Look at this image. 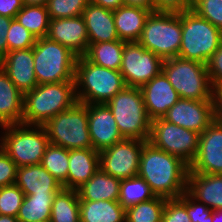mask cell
I'll use <instances>...</instances> for the list:
<instances>
[{
    "label": "cell",
    "mask_w": 222,
    "mask_h": 222,
    "mask_svg": "<svg viewBox=\"0 0 222 222\" xmlns=\"http://www.w3.org/2000/svg\"><path fill=\"white\" fill-rule=\"evenodd\" d=\"M24 197L25 194L16 184L0 188V215L17 217Z\"/></svg>",
    "instance_id": "obj_37"
},
{
    "label": "cell",
    "mask_w": 222,
    "mask_h": 222,
    "mask_svg": "<svg viewBox=\"0 0 222 222\" xmlns=\"http://www.w3.org/2000/svg\"><path fill=\"white\" fill-rule=\"evenodd\" d=\"M214 121L222 124V85L213 86L212 92Z\"/></svg>",
    "instance_id": "obj_46"
},
{
    "label": "cell",
    "mask_w": 222,
    "mask_h": 222,
    "mask_svg": "<svg viewBox=\"0 0 222 222\" xmlns=\"http://www.w3.org/2000/svg\"><path fill=\"white\" fill-rule=\"evenodd\" d=\"M126 41L116 40L89 44L84 57L95 65L120 71Z\"/></svg>",
    "instance_id": "obj_28"
},
{
    "label": "cell",
    "mask_w": 222,
    "mask_h": 222,
    "mask_svg": "<svg viewBox=\"0 0 222 222\" xmlns=\"http://www.w3.org/2000/svg\"><path fill=\"white\" fill-rule=\"evenodd\" d=\"M90 2L112 11L124 5L123 0H90Z\"/></svg>",
    "instance_id": "obj_48"
},
{
    "label": "cell",
    "mask_w": 222,
    "mask_h": 222,
    "mask_svg": "<svg viewBox=\"0 0 222 222\" xmlns=\"http://www.w3.org/2000/svg\"><path fill=\"white\" fill-rule=\"evenodd\" d=\"M90 0H47L50 19L69 18L82 15Z\"/></svg>",
    "instance_id": "obj_35"
},
{
    "label": "cell",
    "mask_w": 222,
    "mask_h": 222,
    "mask_svg": "<svg viewBox=\"0 0 222 222\" xmlns=\"http://www.w3.org/2000/svg\"><path fill=\"white\" fill-rule=\"evenodd\" d=\"M56 194L25 195L17 219L19 222H39L50 219L51 207Z\"/></svg>",
    "instance_id": "obj_29"
},
{
    "label": "cell",
    "mask_w": 222,
    "mask_h": 222,
    "mask_svg": "<svg viewBox=\"0 0 222 222\" xmlns=\"http://www.w3.org/2000/svg\"><path fill=\"white\" fill-rule=\"evenodd\" d=\"M154 197L155 195L152 193L149 184L138 175L121 180L118 202L124 208H128L140 202L149 201Z\"/></svg>",
    "instance_id": "obj_33"
},
{
    "label": "cell",
    "mask_w": 222,
    "mask_h": 222,
    "mask_svg": "<svg viewBox=\"0 0 222 222\" xmlns=\"http://www.w3.org/2000/svg\"><path fill=\"white\" fill-rule=\"evenodd\" d=\"M189 173L222 175V124L213 121L199 137V148Z\"/></svg>",
    "instance_id": "obj_15"
},
{
    "label": "cell",
    "mask_w": 222,
    "mask_h": 222,
    "mask_svg": "<svg viewBox=\"0 0 222 222\" xmlns=\"http://www.w3.org/2000/svg\"><path fill=\"white\" fill-rule=\"evenodd\" d=\"M12 18L0 15V60L8 53L7 32Z\"/></svg>",
    "instance_id": "obj_45"
},
{
    "label": "cell",
    "mask_w": 222,
    "mask_h": 222,
    "mask_svg": "<svg viewBox=\"0 0 222 222\" xmlns=\"http://www.w3.org/2000/svg\"><path fill=\"white\" fill-rule=\"evenodd\" d=\"M155 12H183L192 8L193 0H153Z\"/></svg>",
    "instance_id": "obj_43"
},
{
    "label": "cell",
    "mask_w": 222,
    "mask_h": 222,
    "mask_svg": "<svg viewBox=\"0 0 222 222\" xmlns=\"http://www.w3.org/2000/svg\"><path fill=\"white\" fill-rule=\"evenodd\" d=\"M199 137L200 134L193 130L158 118L151 121L148 142L190 165L198 152Z\"/></svg>",
    "instance_id": "obj_11"
},
{
    "label": "cell",
    "mask_w": 222,
    "mask_h": 222,
    "mask_svg": "<svg viewBox=\"0 0 222 222\" xmlns=\"http://www.w3.org/2000/svg\"><path fill=\"white\" fill-rule=\"evenodd\" d=\"M0 67L24 94L38 85L34 71L33 47L8 52L0 60Z\"/></svg>",
    "instance_id": "obj_19"
},
{
    "label": "cell",
    "mask_w": 222,
    "mask_h": 222,
    "mask_svg": "<svg viewBox=\"0 0 222 222\" xmlns=\"http://www.w3.org/2000/svg\"><path fill=\"white\" fill-rule=\"evenodd\" d=\"M145 142L124 138L119 143L100 151V169L120 180L137 176Z\"/></svg>",
    "instance_id": "obj_13"
},
{
    "label": "cell",
    "mask_w": 222,
    "mask_h": 222,
    "mask_svg": "<svg viewBox=\"0 0 222 222\" xmlns=\"http://www.w3.org/2000/svg\"><path fill=\"white\" fill-rule=\"evenodd\" d=\"M125 6L140 7L155 12L153 0H123Z\"/></svg>",
    "instance_id": "obj_47"
},
{
    "label": "cell",
    "mask_w": 222,
    "mask_h": 222,
    "mask_svg": "<svg viewBox=\"0 0 222 222\" xmlns=\"http://www.w3.org/2000/svg\"><path fill=\"white\" fill-rule=\"evenodd\" d=\"M24 93L0 67V127L22 123Z\"/></svg>",
    "instance_id": "obj_24"
},
{
    "label": "cell",
    "mask_w": 222,
    "mask_h": 222,
    "mask_svg": "<svg viewBox=\"0 0 222 222\" xmlns=\"http://www.w3.org/2000/svg\"><path fill=\"white\" fill-rule=\"evenodd\" d=\"M39 222H52L50 219L45 220V221H39Z\"/></svg>",
    "instance_id": "obj_52"
},
{
    "label": "cell",
    "mask_w": 222,
    "mask_h": 222,
    "mask_svg": "<svg viewBox=\"0 0 222 222\" xmlns=\"http://www.w3.org/2000/svg\"><path fill=\"white\" fill-rule=\"evenodd\" d=\"M34 71L38 84L75 81L77 56L48 37L38 38L33 46Z\"/></svg>",
    "instance_id": "obj_7"
},
{
    "label": "cell",
    "mask_w": 222,
    "mask_h": 222,
    "mask_svg": "<svg viewBox=\"0 0 222 222\" xmlns=\"http://www.w3.org/2000/svg\"><path fill=\"white\" fill-rule=\"evenodd\" d=\"M152 11L140 7L120 6L113 11L115 27L120 40L138 42L143 33L146 19Z\"/></svg>",
    "instance_id": "obj_25"
},
{
    "label": "cell",
    "mask_w": 222,
    "mask_h": 222,
    "mask_svg": "<svg viewBox=\"0 0 222 222\" xmlns=\"http://www.w3.org/2000/svg\"><path fill=\"white\" fill-rule=\"evenodd\" d=\"M80 222H126V208L118 201H80Z\"/></svg>",
    "instance_id": "obj_27"
},
{
    "label": "cell",
    "mask_w": 222,
    "mask_h": 222,
    "mask_svg": "<svg viewBox=\"0 0 222 222\" xmlns=\"http://www.w3.org/2000/svg\"><path fill=\"white\" fill-rule=\"evenodd\" d=\"M100 169L99 152L94 149L69 150L67 189L77 190Z\"/></svg>",
    "instance_id": "obj_22"
},
{
    "label": "cell",
    "mask_w": 222,
    "mask_h": 222,
    "mask_svg": "<svg viewBox=\"0 0 222 222\" xmlns=\"http://www.w3.org/2000/svg\"><path fill=\"white\" fill-rule=\"evenodd\" d=\"M23 6L22 0H0V15L13 19Z\"/></svg>",
    "instance_id": "obj_44"
},
{
    "label": "cell",
    "mask_w": 222,
    "mask_h": 222,
    "mask_svg": "<svg viewBox=\"0 0 222 222\" xmlns=\"http://www.w3.org/2000/svg\"><path fill=\"white\" fill-rule=\"evenodd\" d=\"M49 142L67 150L93 149L88 127V104L77 102L44 125Z\"/></svg>",
    "instance_id": "obj_9"
},
{
    "label": "cell",
    "mask_w": 222,
    "mask_h": 222,
    "mask_svg": "<svg viewBox=\"0 0 222 222\" xmlns=\"http://www.w3.org/2000/svg\"><path fill=\"white\" fill-rule=\"evenodd\" d=\"M74 80L82 104H106L127 86L120 71L95 65L84 56L77 57Z\"/></svg>",
    "instance_id": "obj_3"
},
{
    "label": "cell",
    "mask_w": 222,
    "mask_h": 222,
    "mask_svg": "<svg viewBox=\"0 0 222 222\" xmlns=\"http://www.w3.org/2000/svg\"><path fill=\"white\" fill-rule=\"evenodd\" d=\"M88 127L93 149L100 152L123 140L107 104H88Z\"/></svg>",
    "instance_id": "obj_16"
},
{
    "label": "cell",
    "mask_w": 222,
    "mask_h": 222,
    "mask_svg": "<svg viewBox=\"0 0 222 222\" xmlns=\"http://www.w3.org/2000/svg\"><path fill=\"white\" fill-rule=\"evenodd\" d=\"M121 180L99 169L86 183L77 189L80 201H118Z\"/></svg>",
    "instance_id": "obj_26"
},
{
    "label": "cell",
    "mask_w": 222,
    "mask_h": 222,
    "mask_svg": "<svg viewBox=\"0 0 222 222\" xmlns=\"http://www.w3.org/2000/svg\"><path fill=\"white\" fill-rule=\"evenodd\" d=\"M47 37L68 48L77 57L84 56L89 46L86 23L82 15L50 19Z\"/></svg>",
    "instance_id": "obj_17"
},
{
    "label": "cell",
    "mask_w": 222,
    "mask_h": 222,
    "mask_svg": "<svg viewBox=\"0 0 222 222\" xmlns=\"http://www.w3.org/2000/svg\"><path fill=\"white\" fill-rule=\"evenodd\" d=\"M162 72L180 98L212 100L213 87L206 64L174 57L163 61Z\"/></svg>",
    "instance_id": "obj_10"
},
{
    "label": "cell",
    "mask_w": 222,
    "mask_h": 222,
    "mask_svg": "<svg viewBox=\"0 0 222 222\" xmlns=\"http://www.w3.org/2000/svg\"><path fill=\"white\" fill-rule=\"evenodd\" d=\"M191 10L222 30V0H193Z\"/></svg>",
    "instance_id": "obj_38"
},
{
    "label": "cell",
    "mask_w": 222,
    "mask_h": 222,
    "mask_svg": "<svg viewBox=\"0 0 222 222\" xmlns=\"http://www.w3.org/2000/svg\"><path fill=\"white\" fill-rule=\"evenodd\" d=\"M212 222H222V209L213 210Z\"/></svg>",
    "instance_id": "obj_49"
},
{
    "label": "cell",
    "mask_w": 222,
    "mask_h": 222,
    "mask_svg": "<svg viewBox=\"0 0 222 222\" xmlns=\"http://www.w3.org/2000/svg\"><path fill=\"white\" fill-rule=\"evenodd\" d=\"M41 165L67 189L69 150L50 143L44 152Z\"/></svg>",
    "instance_id": "obj_32"
},
{
    "label": "cell",
    "mask_w": 222,
    "mask_h": 222,
    "mask_svg": "<svg viewBox=\"0 0 222 222\" xmlns=\"http://www.w3.org/2000/svg\"><path fill=\"white\" fill-rule=\"evenodd\" d=\"M163 61L139 42H126L120 72L127 86L141 87L162 72Z\"/></svg>",
    "instance_id": "obj_12"
},
{
    "label": "cell",
    "mask_w": 222,
    "mask_h": 222,
    "mask_svg": "<svg viewBox=\"0 0 222 222\" xmlns=\"http://www.w3.org/2000/svg\"><path fill=\"white\" fill-rule=\"evenodd\" d=\"M6 39L8 42V52L32 48L37 40L16 18L11 20Z\"/></svg>",
    "instance_id": "obj_36"
},
{
    "label": "cell",
    "mask_w": 222,
    "mask_h": 222,
    "mask_svg": "<svg viewBox=\"0 0 222 222\" xmlns=\"http://www.w3.org/2000/svg\"><path fill=\"white\" fill-rule=\"evenodd\" d=\"M123 138L148 141L151 120L140 87L126 86L107 103Z\"/></svg>",
    "instance_id": "obj_5"
},
{
    "label": "cell",
    "mask_w": 222,
    "mask_h": 222,
    "mask_svg": "<svg viewBox=\"0 0 222 222\" xmlns=\"http://www.w3.org/2000/svg\"><path fill=\"white\" fill-rule=\"evenodd\" d=\"M79 205L77 190L62 188L54 196L50 220L52 222H80Z\"/></svg>",
    "instance_id": "obj_30"
},
{
    "label": "cell",
    "mask_w": 222,
    "mask_h": 222,
    "mask_svg": "<svg viewBox=\"0 0 222 222\" xmlns=\"http://www.w3.org/2000/svg\"><path fill=\"white\" fill-rule=\"evenodd\" d=\"M82 17L86 23L89 44L120 40L112 10L89 2Z\"/></svg>",
    "instance_id": "obj_20"
},
{
    "label": "cell",
    "mask_w": 222,
    "mask_h": 222,
    "mask_svg": "<svg viewBox=\"0 0 222 222\" xmlns=\"http://www.w3.org/2000/svg\"><path fill=\"white\" fill-rule=\"evenodd\" d=\"M181 197L186 201V209L191 222H212V209L198 202L187 191Z\"/></svg>",
    "instance_id": "obj_40"
},
{
    "label": "cell",
    "mask_w": 222,
    "mask_h": 222,
    "mask_svg": "<svg viewBox=\"0 0 222 222\" xmlns=\"http://www.w3.org/2000/svg\"><path fill=\"white\" fill-rule=\"evenodd\" d=\"M182 41V12H152L138 41L163 60L178 57Z\"/></svg>",
    "instance_id": "obj_8"
},
{
    "label": "cell",
    "mask_w": 222,
    "mask_h": 222,
    "mask_svg": "<svg viewBox=\"0 0 222 222\" xmlns=\"http://www.w3.org/2000/svg\"><path fill=\"white\" fill-rule=\"evenodd\" d=\"M222 43V30L193 10L182 12V41L178 57L207 65Z\"/></svg>",
    "instance_id": "obj_6"
},
{
    "label": "cell",
    "mask_w": 222,
    "mask_h": 222,
    "mask_svg": "<svg viewBox=\"0 0 222 222\" xmlns=\"http://www.w3.org/2000/svg\"><path fill=\"white\" fill-rule=\"evenodd\" d=\"M163 118L201 134L214 121L213 101L180 98Z\"/></svg>",
    "instance_id": "obj_14"
},
{
    "label": "cell",
    "mask_w": 222,
    "mask_h": 222,
    "mask_svg": "<svg viewBox=\"0 0 222 222\" xmlns=\"http://www.w3.org/2000/svg\"><path fill=\"white\" fill-rule=\"evenodd\" d=\"M161 222H191L186 209V201L181 196L166 199Z\"/></svg>",
    "instance_id": "obj_39"
},
{
    "label": "cell",
    "mask_w": 222,
    "mask_h": 222,
    "mask_svg": "<svg viewBox=\"0 0 222 222\" xmlns=\"http://www.w3.org/2000/svg\"><path fill=\"white\" fill-rule=\"evenodd\" d=\"M189 165L146 141L140 156L138 176L149 184L155 196L179 198L187 191Z\"/></svg>",
    "instance_id": "obj_1"
},
{
    "label": "cell",
    "mask_w": 222,
    "mask_h": 222,
    "mask_svg": "<svg viewBox=\"0 0 222 222\" xmlns=\"http://www.w3.org/2000/svg\"><path fill=\"white\" fill-rule=\"evenodd\" d=\"M208 75L213 86L222 85V43L207 63Z\"/></svg>",
    "instance_id": "obj_42"
},
{
    "label": "cell",
    "mask_w": 222,
    "mask_h": 222,
    "mask_svg": "<svg viewBox=\"0 0 222 222\" xmlns=\"http://www.w3.org/2000/svg\"><path fill=\"white\" fill-rule=\"evenodd\" d=\"M0 147L17 167L41 164L50 144L43 125L11 124L1 126Z\"/></svg>",
    "instance_id": "obj_4"
},
{
    "label": "cell",
    "mask_w": 222,
    "mask_h": 222,
    "mask_svg": "<svg viewBox=\"0 0 222 222\" xmlns=\"http://www.w3.org/2000/svg\"><path fill=\"white\" fill-rule=\"evenodd\" d=\"M15 18L37 39L47 37L50 17L46 5H24Z\"/></svg>",
    "instance_id": "obj_31"
},
{
    "label": "cell",
    "mask_w": 222,
    "mask_h": 222,
    "mask_svg": "<svg viewBox=\"0 0 222 222\" xmlns=\"http://www.w3.org/2000/svg\"><path fill=\"white\" fill-rule=\"evenodd\" d=\"M0 222H19L17 217L10 215H0Z\"/></svg>",
    "instance_id": "obj_51"
},
{
    "label": "cell",
    "mask_w": 222,
    "mask_h": 222,
    "mask_svg": "<svg viewBox=\"0 0 222 222\" xmlns=\"http://www.w3.org/2000/svg\"><path fill=\"white\" fill-rule=\"evenodd\" d=\"M15 184L25 195L57 194L63 188L41 164L18 167Z\"/></svg>",
    "instance_id": "obj_21"
},
{
    "label": "cell",
    "mask_w": 222,
    "mask_h": 222,
    "mask_svg": "<svg viewBox=\"0 0 222 222\" xmlns=\"http://www.w3.org/2000/svg\"><path fill=\"white\" fill-rule=\"evenodd\" d=\"M166 198L155 196L126 208V222H161Z\"/></svg>",
    "instance_id": "obj_34"
},
{
    "label": "cell",
    "mask_w": 222,
    "mask_h": 222,
    "mask_svg": "<svg viewBox=\"0 0 222 222\" xmlns=\"http://www.w3.org/2000/svg\"><path fill=\"white\" fill-rule=\"evenodd\" d=\"M145 109L150 120L163 118L180 99L163 72L141 87Z\"/></svg>",
    "instance_id": "obj_18"
},
{
    "label": "cell",
    "mask_w": 222,
    "mask_h": 222,
    "mask_svg": "<svg viewBox=\"0 0 222 222\" xmlns=\"http://www.w3.org/2000/svg\"><path fill=\"white\" fill-rule=\"evenodd\" d=\"M77 102L75 81L38 84L24 94L22 123L44 125Z\"/></svg>",
    "instance_id": "obj_2"
},
{
    "label": "cell",
    "mask_w": 222,
    "mask_h": 222,
    "mask_svg": "<svg viewBox=\"0 0 222 222\" xmlns=\"http://www.w3.org/2000/svg\"><path fill=\"white\" fill-rule=\"evenodd\" d=\"M24 5H46L47 0H22Z\"/></svg>",
    "instance_id": "obj_50"
},
{
    "label": "cell",
    "mask_w": 222,
    "mask_h": 222,
    "mask_svg": "<svg viewBox=\"0 0 222 222\" xmlns=\"http://www.w3.org/2000/svg\"><path fill=\"white\" fill-rule=\"evenodd\" d=\"M187 192L212 210L222 209V175L188 173Z\"/></svg>",
    "instance_id": "obj_23"
},
{
    "label": "cell",
    "mask_w": 222,
    "mask_h": 222,
    "mask_svg": "<svg viewBox=\"0 0 222 222\" xmlns=\"http://www.w3.org/2000/svg\"><path fill=\"white\" fill-rule=\"evenodd\" d=\"M17 166L0 147V188L15 184Z\"/></svg>",
    "instance_id": "obj_41"
}]
</instances>
